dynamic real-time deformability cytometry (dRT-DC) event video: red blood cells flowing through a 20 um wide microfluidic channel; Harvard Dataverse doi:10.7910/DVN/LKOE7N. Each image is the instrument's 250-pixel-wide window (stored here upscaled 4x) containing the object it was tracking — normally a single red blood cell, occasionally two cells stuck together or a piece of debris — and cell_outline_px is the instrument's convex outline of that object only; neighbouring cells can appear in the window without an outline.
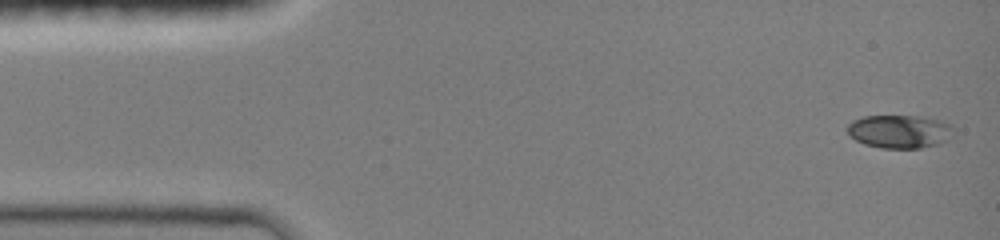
{"species": "common noctule bat (a hibernating species)", "species_latin": "Nyctalus noctula", "temperature_condition": "room temperature", "stored_images_in_passage": 37, "camera_frame_rate_fps": 3000, "um_per_image_px": 0.085, "animal": {"sex": "female", "body_mass_g": 19.0, "forearm_length_mm": 51.5}, "frame": {"image": 1, "passage_image": 1, "time_ms": 0.0, "image_size_px": [1000, 240], "cell_outline_px": [[956, 128], [952, 136], [948, 140], [936, 144], [920, 148], [884, 148], [864, 144], [856, 140], [848, 132], [848, 124], [852, 120], [864, 116], [920, 116], [940, 120], [952, 124]], "centroid_in_image_um": [76.52, 11.16], "position_along_channel_um": 8.5, "area_um2": 20.69}}
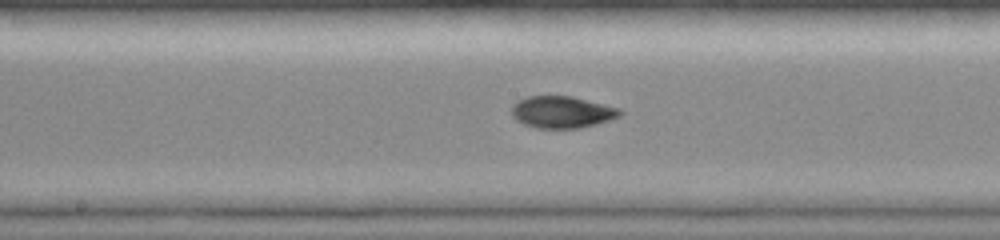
{"frame": {"image": 2, "passage_image": 19, "time_ms": 7.333, "image_size_px": [1000, 240], "cell_outline_px": [[624, 112], [620, 116], [596, 124], [580, 128], [536, 128], [524, 124], [516, 120], [512, 116], [512, 104], [528, 96], [572, 96], [620, 108]], "centroid_in_image_um": [47.78, 9.53], "position_along_channel_um": 200.4, "area_um2": 20.11}}
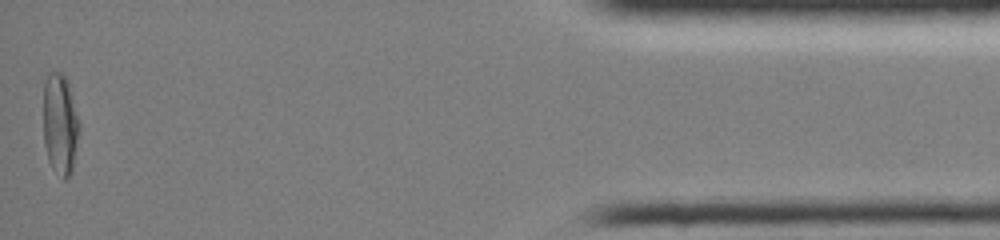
{"frame": {"image": 3, "passage_image": 37, "time_ms": 14.667, "image_size_px": [1000, 240], "cell_outline_px": [[80, 128], [72, 172], [64, 180], [52, 168], [48, 160], [44, 144], [44, 84], [48, 72], [64, 72], [68, 80], [80, 124]], "centroid_in_image_um": [5.12, 10.53], "position_along_channel_um": 430.1, "area_um2": 21.44}, "authors_computed_cell_mechanics": {"area_um2": 19.7676, "velocity_mm_per_s": 4.1523, "shape_relaxation_time_tau1_ms": 10.1951, "shape_relaxation_time_tau2_ms": 1.6974, "deformation_change_tau1": 0.2991, "deformation_change_tau2": 0.0392}}